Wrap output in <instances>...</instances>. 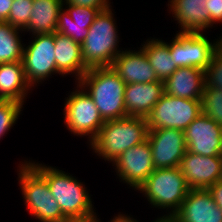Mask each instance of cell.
Segmentation results:
<instances>
[{
  "label": "cell",
  "mask_w": 222,
  "mask_h": 222,
  "mask_svg": "<svg viewBox=\"0 0 222 222\" xmlns=\"http://www.w3.org/2000/svg\"><path fill=\"white\" fill-rule=\"evenodd\" d=\"M47 181L53 198L67 219L81 218L95 213L94 203L85 183L66 171L26 159Z\"/></svg>",
  "instance_id": "1"
},
{
  "label": "cell",
  "mask_w": 222,
  "mask_h": 222,
  "mask_svg": "<svg viewBox=\"0 0 222 222\" xmlns=\"http://www.w3.org/2000/svg\"><path fill=\"white\" fill-rule=\"evenodd\" d=\"M78 83L91 96L104 121L128 116L124 102L126 83L111 66L88 69Z\"/></svg>",
  "instance_id": "2"
},
{
  "label": "cell",
  "mask_w": 222,
  "mask_h": 222,
  "mask_svg": "<svg viewBox=\"0 0 222 222\" xmlns=\"http://www.w3.org/2000/svg\"><path fill=\"white\" fill-rule=\"evenodd\" d=\"M148 131L145 117L107 120L89 146L100 159L111 163L128 148L146 141Z\"/></svg>",
  "instance_id": "3"
},
{
  "label": "cell",
  "mask_w": 222,
  "mask_h": 222,
  "mask_svg": "<svg viewBox=\"0 0 222 222\" xmlns=\"http://www.w3.org/2000/svg\"><path fill=\"white\" fill-rule=\"evenodd\" d=\"M113 7L100 11L88 28V35L81 44L82 58L90 68L110 67L123 48H119L120 37Z\"/></svg>",
  "instance_id": "4"
},
{
  "label": "cell",
  "mask_w": 222,
  "mask_h": 222,
  "mask_svg": "<svg viewBox=\"0 0 222 222\" xmlns=\"http://www.w3.org/2000/svg\"><path fill=\"white\" fill-rule=\"evenodd\" d=\"M18 183L29 214L38 222H66L46 179L26 160L17 167Z\"/></svg>",
  "instance_id": "5"
},
{
  "label": "cell",
  "mask_w": 222,
  "mask_h": 222,
  "mask_svg": "<svg viewBox=\"0 0 222 222\" xmlns=\"http://www.w3.org/2000/svg\"><path fill=\"white\" fill-rule=\"evenodd\" d=\"M189 190L180 167H172L155 169L137 192L147 198L152 208L165 209L161 218H172Z\"/></svg>",
  "instance_id": "6"
},
{
  "label": "cell",
  "mask_w": 222,
  "mask_h": 222,
  "mask_svg": "<svg viewBox=\"0 0 222 222\" xmlns=\"http://www.w3.org/2000/svg\"><path fill=\"white\" fill-rule=\"evenodd\" d=\"M75 90L64 101V123L71 134L88 137V145L97 137L105 123L91 96L77 82Z\"/></svg>",
  "instance_id": "7"
},
{
  "label": "cell",
  "mask_w": 222,
  "mask_h": 222,
  "mask_svg": "<svg viewBox=\"0 0 222 222\" xmlns=\"http://www.w3.org/2000/svg\"><path fill=\"white\" fill-rule=\"evenodd\" d=\"M29 45L24 43L22 64L27 83L32 87L58 74L55 60L54 32L33 34Z\"/></svg>",
  "instance_id": "8"
},
{
  "label": "cell",
  "mask_w": 222,
  "mask_h": 222,
  "mask_svg": "<svg viewBox=\"0 0 222 222\" xmlns=\"http://www.w3.org/2000/svg\"><path fill=\"white\" fill-rule=\"evenodd\" d=\"M202 113V100L163 93L146 117L148 129L174 128L184 131Z\"/></svg>",
  "instance_id": "9"
},
{
  "label": "cell",
  "mask_w": 222,
  "mask_h": 222,
  "mask_svg": "<svg viewBox=\"0 0 222 222\" xmlns=\"http://www.w3.org/2000/svg\"><path fill=\"white\" fill-rule=\"evenodd\" d=\"M177 32L171 42H166L175 65L205 71L217 51V39L210 41L206 33Z\"/></svg>",
  "instance_id": "10"
},
{
  "label": "cell",
  "mask_w": 222,
  "mask_h": 222,
  "mask_svg": "<svg viewBox=\"0 0 222 222\" xmlns=\"http://www.w3.org/2000/svg\"><path fill=\"white\" fill-rule=\"evenodd\" d=\"M111 164L119 181L136 191L155 170L148 140L128 148Z\"/></svg>",
  "instance_id": "11"
},
{
  "label": "cell",
  "mask_w": 222,
  "mask_h": 222,
  "mask_svg": "<svg viewBox=\"0 0 222 222\" xmlns=\"http://www.w3.org/2000/svg\"><path fill=\"white\" fill-rule=\"evenodd\" d=\"M147 140L155 169L180 167L187 151L184 131L174 128L149 129Z\"/></svg>",
  "instance_id": "12"
},
{
  "label": "cell",
  "mask_w": 222,
  "mask_h": 222,
  "mask_svg": "<svg viewBox=\"0 0 222 222\" xmlns=\"http://www.w3.org/2000/svg\"><path fill=\"white\" fill-rule=\"evenodd\" d=\"M187 151L202 156H221L222 126L203 112L184 130Z\"/></svg>",
  "instance_id": "13"
},
{
  "label": "cell",
  "mask_w": 222,
  "mask_h": 222,
  "mask_svg": "<svg viewBox=\"0 0 222 222\" xmlns=\"http://www.w3.org/2000/svg\"><path fill=\"white\" fill-rule=\"evenodd\" d=\"M222 156H202L186 151L180 169L190 189H208L219 180Z\"/></svg>",
  "instance_id": "14"
},
{
  "label": "cell",
  "mask_w": 222,
  "mask_h": 222,
  "mask_svg": "<svg viewBox=\"0 0 222 222\" xmlns=\"http://www.w3.org/2000/svg\"><path fill=\"white\" fill-rule=\"evenodd\" d=\"M171 219L174 222H222V210L208 189H190Z\"/></svg>",
  "instance_id": "15"
},
{
  "label": "cell",
  "mask_w": 222,
  "mask_h": 222,
  "mask_svg": "<svg viewBox=\"0 0 222 222\" xmlns=\"http://www.w3.org/2000/svg\"><path fill=\"white\" fill-rule=\"evenodd\" d=\"M206 2L207 0H168V12L179 24V32L205 33L211 28Z\"/></svg>",
  "instance_id": "16"
},
{
  "label": "cell",
  "mask_w": 222,
  "mask_h": 222,
  "mask_svg": "<svg viewBox=\"0 0 222 222\" xmlns=\"http://www.w3.org/2000/svg\"><path fill=\"white\" fill-rule=\"evenodd\" d=\"M139 48L138 50L124 48L116 56L111 67L126 84L159 81L144 50Z\"/></svg>",
  "instance_id": "17"
},
{
  "label": "cell",
  "mask_w": 222,
  "mask_h": 222,
  "mask_svg": "<svg viewBox=\"0 0 222 222\" xmlns=\"http://www.w3.org/2000/svg\"><path fill=\"white\" fill-rule=\"evenodd\" d=\"M100 11L92 7L63 4L58 13L56 32L67 35L81 45L88 35V28Z\"/></svg>",
  "instance_id": "18"
},
{
  "label": "cell",
  "mask_w": 222,
  "mask_h": 222,
  "mask_svg": "<svg viewBox=\"0 0 222 222\" xmlns=\"http://www.w3.org/2000/svg\"><path fill=\"white\" fill-rule=\"evenodd\" d=\"M164 93V82L126 84L124 102L128 116L147 117Z\"/></svg>",
  "instance_id": "19"
},
{
  "label": "cell",
  "mask_w": 222,
  "mask_h": 222,
  "mask_svg": "<svg viewBox=\"0 0 222 222\" xmlns=\"http://www.w3.org/2000/svg\"><path fill=\"white\" fill-rule=\"evenodd\" d=\"M54 44L58 75H71L77 83L89 69L82 58L81 45L60 32H54Z\"/></svg>",
  "instance_id": "20"
},
{
  "label": "cell",
  "mask_w": 222,
  "mask_h": 222,
  "mask_svg": "<svg viewBox=\"0 0 222 222\" xmlns=\"http://www.w3.org/2000/svg\"><path fill=\"white\" fill-rule=\"evenodd\" d=\"M204 87V70L196 67H179L164 82V93L179 98L202 100Z\"/></svg>",
  "instance_id": "21"
},
{
  "label": "cell",
  "mask_w": 222,
  "mask_h": 222,
  "mask_svg": "<svg viewBox=\"0 0 222 222\" xmlns=\"http://www.w3.org/2000/svg\"><path fill=\"white\" fill-rule=\"evenodd\" d=\"M31 90L33 89L27 83L22 62L0 64V100L24 104Z\"/></svg>",
  "instance_id": "22"
},
{
  "label": "cell",
  "mask_w": 222,
  "mask_h": 222,
  "mask_svg": "<svg viewBox=\"0 0 222 222\" xmlns=\"http://www.w3.org/2000/svg\"><path fill=\"white\" fill-rule=\"evenodd\" d=\"M62 8L63 0H33V11L23 33L33 35L56 32L58 13Z\"/></svg>",
  "instance_id": "23"
},
{
  "label": "cell",
  "mask_w": 222,
  "mask_h": 222,
  "mask_svg": "<svg viewBox=\"0 0 222 222\" xmlns=\"http://www.w3.org/2000/svg\"><path fill=\"white\" fill-rule=\"evenodd\" d=\"M155 71L158 80L165 82L178 68L172 60L166 41L150 37L140 46Z\"/></svg>",
  "instance_id": "24"
},
{
  "label": "cell",
  "mask_w": 222,
  "mask_h": 222,
  "mask_svg": "<svg viewBox=\"0 0 222 222\" xmlns=\"http://www.w3.org/2000/svg\"><path fill=\"white\" fill-rule=\"evenodd\" d=\"M20 33L23 30L7 22H0V64L22 62L24 43Z\"/></svg>",
  "instance_id": "25"
},
{
  "label": "cell",
  "mask_w": 222,
  "mask_h": 222,
  "mask_svg": "<svg viewBox=\"0 0 222 222\" xmlns=\"http://www.w3.org/2000/svg\"><path fill=\"white\" fill-rule=\"evenodd\" d=\"M202 112L218 125L222 126V90L204 87Z\"/></svg>",
  "instance_id": "26"
},
{
  "label": "cell",
  "mask_w": 222,
  "mask_h": 222,
  "mask_svg": "<svg viewBox=\"0 0 222 222\" xmlns=\"http://www.w3.org/2000/svg\"><path fill=\"white\" fill-rule=\"evenodd\" d=\"M22 103L12 100H0V140L8 134L11 128L20 119L21 111H23Z\"/></svg>",
  "instance_id": "27"
},
{
  "label": "cell",
  "mask_w": 222,
  "mask_h": 222,
  "mask_svg": "<svg viewBox=\"0 0 222 222\" xmlns=\"http://www.w3.org/2000/svg\"><path fill=\"white\" fill-rule=\"evenodd\" d=\"M33 0H13L7 23L13 27L24 30L32 14Z\"/></svg>",
  "instance_id": "28"
},
{
  "label": "cell",
  "mask_w": 222,
  "mask_h": 222,
  "mask_svg": "<svg viewBox=\"0 0 222 222\" xmlns=\"http://www.w3.org/2000/svg\"><path fill=\"white\" fill-rule=\"evenodd\" d=\"M205 87L222 90V54L217 50L204 71Z\"/></svg>",
  "instance_id": "29"
},
{
  "label": "cell",
  "mask_w": 222,
  "mask_h": 222,
  "mask_svg": "<svg viewBox=\"0 0 222 222\" xmlns=\"http://www.w3.org/2000/svg\"><path fill=\"white\" fill-rule=\"evenodd\" d=\"M206 3V9L210 14L211 27L222 23V0H207Z\"/></svg>",
  "instance_id": "30"
},
{
  "label": "cell",
  "mask_w": 222,
  "mask_h": 222,
  "mask_svg": "<svg viewBox=\"0 0 222 222\" xmlns=\"http://www.w3.org/2000/svg\"><path fill=\"white\" fill-rule=\"evenodd\" d=\"M63 4L92 7L101 11L112 7L110 0H63Z\"/></svg>",
  "instance_id": "31"
},
{
  "label": "cell",
  "mask_w": 222,
  "mask_h": 222,
  "mask_svg": "<svg viewBox=\"0 0 222 222\" xmlns=\"http://www.w3.org/2000/svg\"><path fill=\"white\" fill-rule=\"evenodd\" d=\"M208 191L213 196L214 202L217 207L222 210V181H217L208 188Z\"/></svg>",
  "instance_id": "32"
},
{
  "label": "cell",
  "mask_w": 222,
  "mask_h": 222,
  "mask_svg": "<svg viewBox=\"0 0 222 222\" xmlns=\"http://www.w3.org/2000/svg\"><path fill=\"white\" fill-rule=\"evenodd\" d=\"M13 0H0V22H6L10 14Z\"/></svg>",
  "instance_id": "33"
},
{
  "label": "cell",
  "mask_w": 222,
  "mask_h": 222,
  "mask_svg": "<svg viewBox=\"0 0 222 222\" xmlns=\"http://www.w3.org/2000/svg\"><path fill=\"white\" fill-rule=\"evenodd\" d=\"M97 215L98 214L95 212L94 214L86 217L68 219L66 222H102Z\"/></svg>",
  "instance_id": "34"
},
{
  "label": "cell",
  "mask_w": 222,
  "mask_h": 222,
  "mask_svg": "<svg viewBox=\"0 0 222 222\" xmlns=\"http://www.w3.org/2000/svg\"><path fill=\"white\" fill-rule=\"evenodd\" d=\"M108 222H139L137 221L135 218H133V216L131 217V215L129 214H121L118 213V215H114V217L108 221Z\"/></svg>",
  "instance_id": "35"
},
{
  "label": "cell",
  "mask_w": 222,
  "mask_h": 222,
  "mask_svg": "<svg viewBox=\"0 0 222 222\" xmlns=\"http://www.w3.org/2000/svg\"><path fill=\"white\" fill-rule=\"evenodd\" d=\"M217 37V50L222 54V36Z\"/></svg>",
  "instance_id": "36"
},
{
  "label": "cell",
  "mask_w": 222,
  "mask_h": 222,
  "mask_svg": "<svg viewBox=\"0 0 222 222\" xmlns=\"http://www.w3.org/2000/svg\"><path fill=\"white\" fill-rule=\"evenodd\" d=\"M152 222H174V221L171 218L158 217L155 220H153Z\"/></svg>",
  "instance_id": "37"
},
{
  "label": "cell",
  "mask_w": 222,
  "mask_h": 222,
  "mask_svg": "<svg viewBox=\"0 0 222 222\" xmlns=\"http://www.w3.org/2000/svg\"><path fill=\"white\" fill-rule=\"evenodd\" d=\"M219 181H222V163H221V172H220Z\"/></svg>",
  "instance_id": "38"
}]
</instances>
